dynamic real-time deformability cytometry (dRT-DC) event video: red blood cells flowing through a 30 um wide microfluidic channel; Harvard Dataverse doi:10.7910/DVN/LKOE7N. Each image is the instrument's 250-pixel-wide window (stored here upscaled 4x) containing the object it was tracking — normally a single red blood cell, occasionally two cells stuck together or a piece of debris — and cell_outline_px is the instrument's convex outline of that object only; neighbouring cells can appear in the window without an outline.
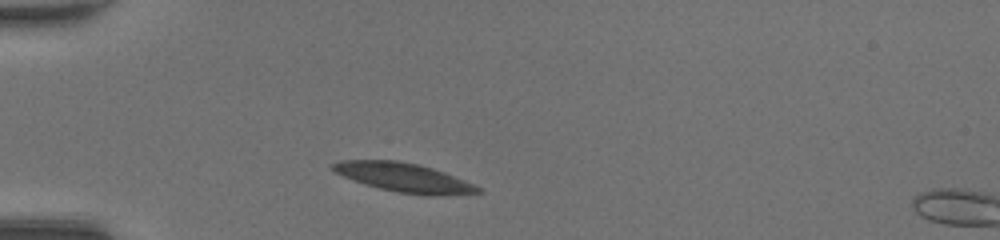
{"species": "common noctule bat (a hibernating species)", "species_latin": "Nyctalus noctula", "temperature_condition": "room temperature", "stored_images_in_passage": 3, "camera_frame_rate_fps": 3000, "um_per_image_px": 0.085, "animal": {"sex": "female", "body_mass_g": 20.0, "forearm_length_mm": 54.0}, "frame": {"image": 1, "passage_image": 1, "time_ms": 0.0, "image_size_px": [1000, 240], "cell_outline_px": [[484, 192], [400, 192], [380, 188], [364, 184], [344, 176], [336, 172], [332, 168], [332, 164], [340, 160], [396, 160], [416, 164], [432, 168], [444, 172], [472, 184], [480, 188]], "centroid_in_image_um": [34.16, 15.01], "position_along_channel_um": 50.8, "area_um2": 22.77}}